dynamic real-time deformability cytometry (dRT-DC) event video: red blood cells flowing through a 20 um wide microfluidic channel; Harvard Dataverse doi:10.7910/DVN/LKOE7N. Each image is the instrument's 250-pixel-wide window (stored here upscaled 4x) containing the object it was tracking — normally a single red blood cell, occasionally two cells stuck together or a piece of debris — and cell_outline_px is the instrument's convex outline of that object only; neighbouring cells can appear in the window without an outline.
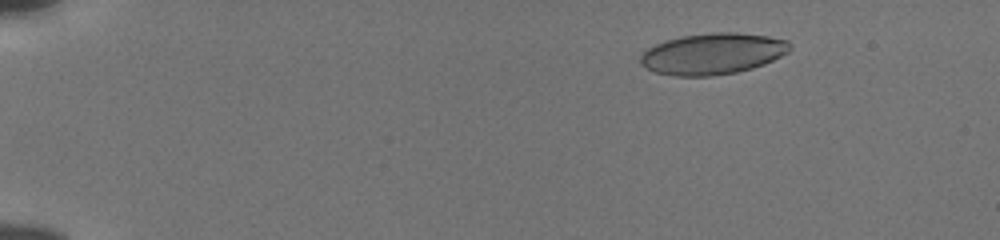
{"species": "human", "species_latin": "Homo sapiens", "temperature_condition": "cold", "stored_images_in_passage": 56, "camera_frame_rate_fps": 3000, "um_per_image_px": 0.085, "donor": {"sex": "male"}, "frame": {"image": 1, "passage_image": 9, "time_ms": 2.667, "image_size_px": [1000, 240], "cell_outline_px": [[792, 48], [788, 52], [764, 64], [752, 68], [736, 72], [712, 76], [672, 76], [656, 72], [644, 68], [640, 64], [640, 56], [648, 48], [664, 40], [680, 36], [712, 32], [736, 32], [768, 36], [788, 40], [792, 44]], "centroid_in_image_um": [60.57, 4.56], "position_along_channel_um": 24.4, "area_um2": 36.18}}
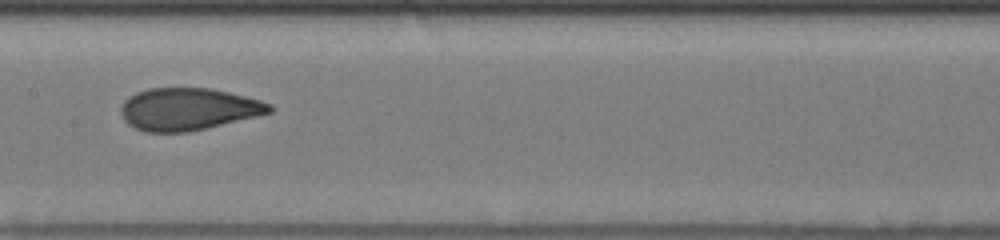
{"frame": {"image": 2, "passage_image": 31, "time_ms": 10.0, "image_size_px": [1000, 240], "cell_outline_px": [[276, 108], [272, 112], [256, 116], [188, 132], [144, 132], [128, 124], [124, 120], [120, 112], [120, 108], [124, 100], [128, 96], [136, 92], [148, 88], [212, 88], [260, 100], [272, 104]], "centroid_in_image_um": [15.98, 9.27], "position_along_channel_um": 191.4, "area_um2": 36.65}}
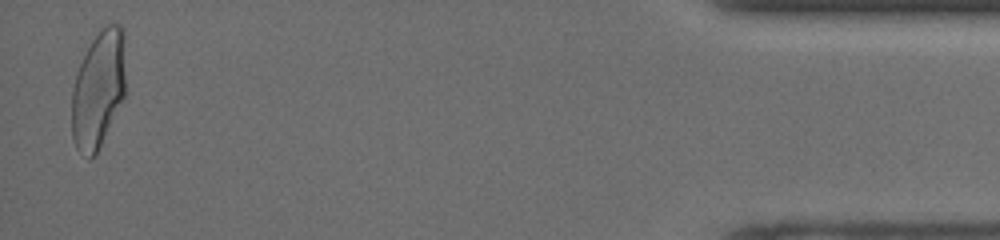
{"frame": {"image": 3, "passage_image": 55, "time_ms": 18.0, "image_size_px": [1000, 240], "cell_outline_px": [[124, 96], [96, 152], [88, 160], [76, 148], [72, 136], [72, 92], [76, 72], [92, 40], [108, 24], [120, 24], [124, 28]], "centroid_in_image_um": [8.34, 7.58], "position_along_channel_um": 426.9, "area_um2": 36.18}, "authors_computed_cell_mechanics": {"area_um2": 36.2984, "velocity_mm_per_s": 3.8428, "shape_relaxation_time_tau1_ms": 8.207, "shape_relaxation_time_tau2_ms": 0.8116, "deformation_change_tau1": 0.227, "deformation_change_tau2": 0.0612}}